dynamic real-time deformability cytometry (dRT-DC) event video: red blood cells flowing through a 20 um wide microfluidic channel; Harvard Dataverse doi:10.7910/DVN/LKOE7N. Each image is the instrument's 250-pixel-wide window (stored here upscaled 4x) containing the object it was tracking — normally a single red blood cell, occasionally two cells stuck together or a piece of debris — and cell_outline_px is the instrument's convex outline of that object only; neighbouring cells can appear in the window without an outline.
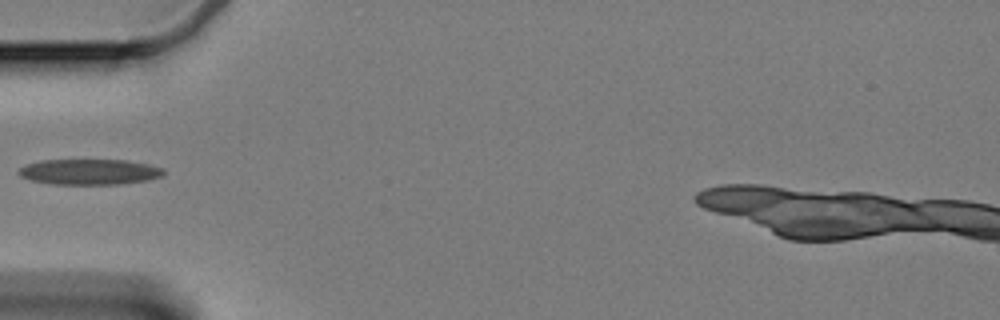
{"species": "Egyptian fruit bat (a non-hibernating species)", "species_latin": "Rousettus aegyptiacus", "temperature_condition": "cold", "stored_images_in_passage": 39, "camera_frame_rate_fps": 3000, "um_per_image_px": 0.085, "animal": {"sex": "female"}, "frame": {"image": 1, "passage_image": 1, "time_ms": 0.0, "image_size_px": [1000, 320], "cell_outline_px": [[164, 172], [160, 176], [148, 180], [116, 184], [52, 184], [32, 180], [20, 176], [16, 172], [20, 168], [28, 164], [40, 160], [124, 160], [148, 164], [164, 168]], "centroid_in_image_um": [7.58, 14.6], "position_along_channel_um": 77.4, "area_um2": 21.44}}
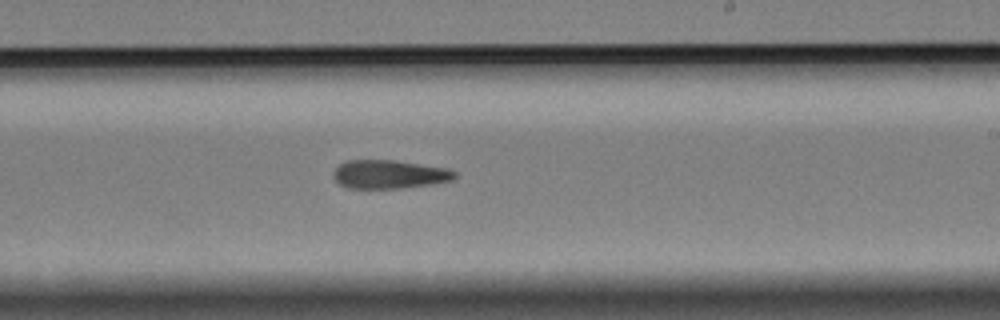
{"frame": {"image": 2, "passage_image": 17, "time_ms": 5.333, "image_size_px": [1000, 320], "cell_outline_px": [[456, 176], [452, 180], [432, 184], [400, 188], [348, 188], [340, 184], [332, 176], [332, 172], [340, 164], [348, 160], [392, 160], [448, 168], [456, 172]], "centroid_in_image_um": [33.08, 14.81], "position_along_channel_um": 255.9, "area_um2": 20.11}}
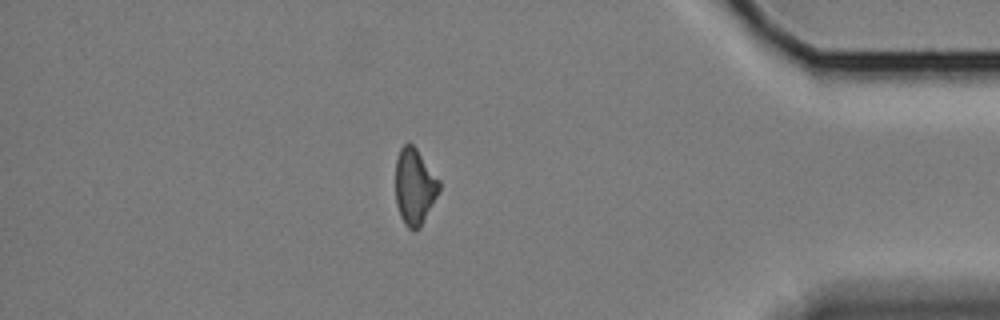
{"frame": {"image": 3, "passage_image": 33, "time_ms": 10.667, "image_size_px": [1000, 320], "cell_outline_px": [[440, 192], [420, 228], [412, 232], [404, 224], [400, 216], [396, 204], [396, 160], [400, 148], [408, 140], [416, 148], [440, 180]], "centroid_in_image_um": [35.25, 15.88], "position_along_channel_um": 400.0, "area_um2": 19.71}}